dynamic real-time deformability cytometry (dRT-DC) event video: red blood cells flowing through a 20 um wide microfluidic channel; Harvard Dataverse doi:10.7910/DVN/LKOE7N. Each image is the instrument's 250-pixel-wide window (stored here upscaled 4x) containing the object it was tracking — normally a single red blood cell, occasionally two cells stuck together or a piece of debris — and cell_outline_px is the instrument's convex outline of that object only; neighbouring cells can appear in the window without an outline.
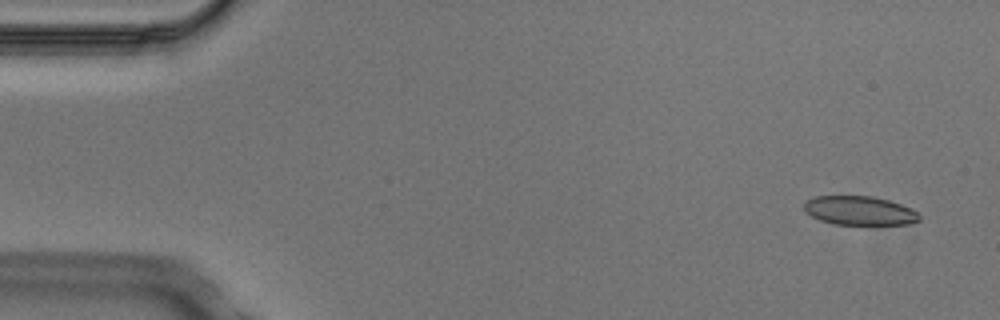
{"species": "Egyptian fruit bat (a non-hibernating species)", "species_latin": "Rousettus aegyptiacus", "temperature_condition": "cold", "stored_images_in_passage": 5, "camera_frame_rate_fps": 3000, "um_per_image_px": 0.085, "animal": {"sex": "male"}, "frame": {"image": 1, "passage_image": 1, "time_ms": 0.0, "image_size_px": [1000, 320], "cell_outline_px": [[920, 220], [912, 224], [832, 224], [820, 220], [804, 212], [804, 204], [808, 200], [816, 196], [872, 196], [888, 200], [912, 208], [920, 216]], "centroid_in_image_um": [73.06, 17.9], "position_along_channel_um": 11.9, "area_um2": 19.42}}
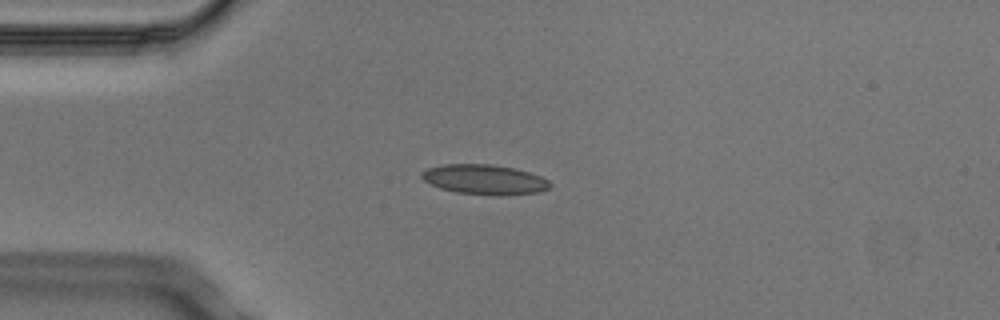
{"frame": {"image": 2, "passage_image": 3, "time_ms": 0.667, "image_size_px": [1000, 320], "cell_outline_px": [[552, 184], [548, 188], [540, 192], [500, 196], [492, 196], [456, 192], [440, 188], [424, 180], [420, 176], [420, 172], [428, 168], [444, 164], [492, 164], [516, 168], [540, 176], [548, 180]], "centroid_in_image_um": [41.19, 15.26], "position_along_channel_um": 43.8, "area_um2": 22.54}}